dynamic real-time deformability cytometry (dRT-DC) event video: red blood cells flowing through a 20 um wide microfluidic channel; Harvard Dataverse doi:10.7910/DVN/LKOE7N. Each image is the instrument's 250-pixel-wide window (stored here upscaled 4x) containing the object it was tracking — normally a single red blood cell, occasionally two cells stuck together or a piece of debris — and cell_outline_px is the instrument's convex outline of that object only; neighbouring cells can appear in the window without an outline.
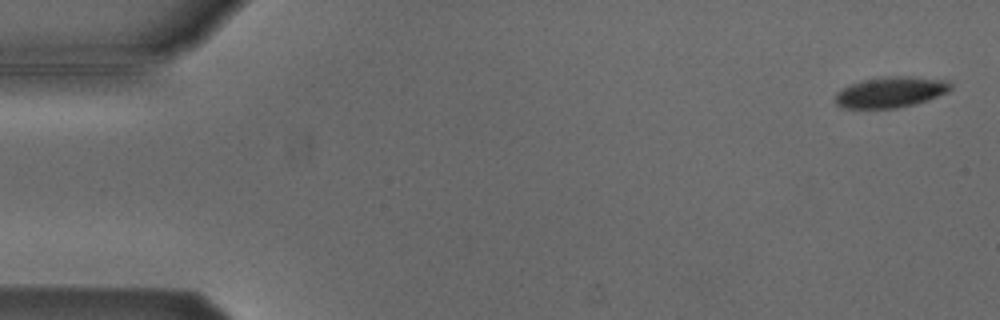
{"species": "Egyptian fruit bat (a non-hibernating species)", "species_latin": "Rousettus aegyptiacus", "temperature_condition": "cold", "stored_images_in_passage": 53, "camera_frame_rate_fps": 3000, "um_per_image_px": 0.085, "animal": {"sex": "male"}, "frame": {"image": 1, "passage_image": 2, "time_ms": 0.333, "image_size_px": [1000, 320], "cell_outline_px": [[952, 88], [948, 92], [928, 100], [916, 104], [896, 108], [844, 108], [836, 104], [836, 92], [840, 88], [848, 84], [864, 80], [888, 76], [912, 76], [948, 80], [952, 84]], "centroid_in_image_um": [75.72, 7.82], "position_along_channel_um": 9.3, "area_um2": 20.92}}
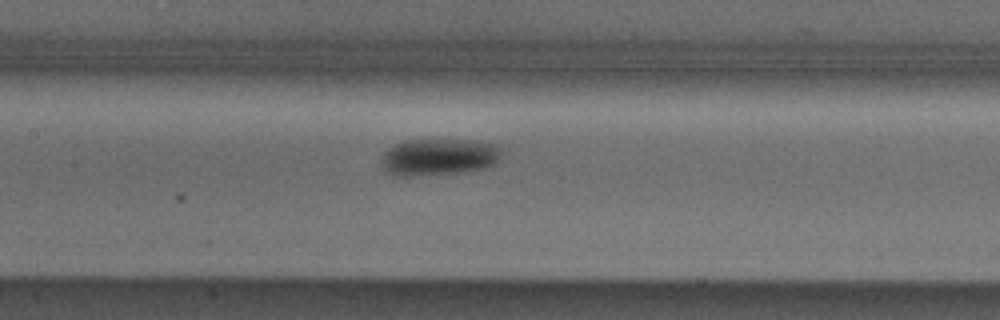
{"frame": {"image": 2, "passage_image": 25, "time_ms": 8.0, "image_size_px": [1000, 320], "cell_outline_px": [[500, 156], [496, 164], [484, 168], [464, 172], [416, 176], [392, 176], [384, 172], [380, 164], [380, 160], [384, 152], [392, 144], [404, 140], [472, 140], [500, 144]], "centroid_in_image_um": [37.24, 13.35], "position_along_channel_um": 170.2, "area_um2": 26.47}}
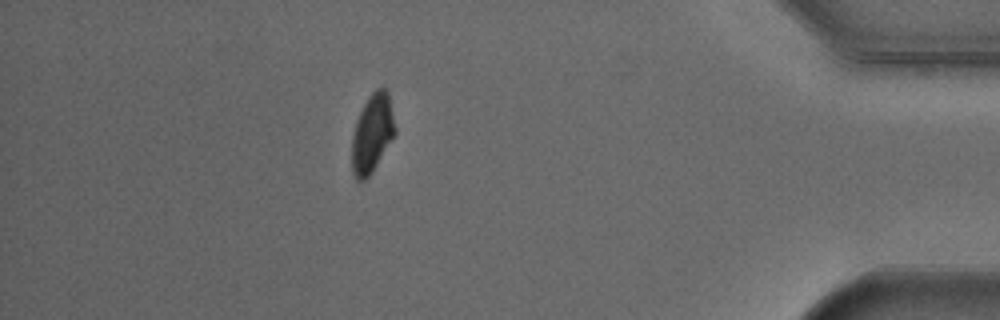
{"frame": {"image": 3, "passage_image": 47, "time_ms": 15.333, "image_size_px": [1000, 320], "cell_outline_px": [[396, 132], [372, 172], [364, 180], [356, 180], [352, 172], [352, 136], [356, 120], [368, 96], [376, 88], [384, 88], [388, 92], [396, 128]], "centroid_in_image_um": [31.63, 11.33], "position_along_channel_um": 403.6, "area_um2": 19.59}, "authors_computed_cell_mechanics": {"area_um2": 22.0796, "velocity_mm_per_s": 3.8447, "shape_relaxation_time_tau1_ms": 1.3398, "shape_relaxation_time_tau2_ms": null, "deformation_change_tau1": 0.0927, "deformation_change_tau2": null}}